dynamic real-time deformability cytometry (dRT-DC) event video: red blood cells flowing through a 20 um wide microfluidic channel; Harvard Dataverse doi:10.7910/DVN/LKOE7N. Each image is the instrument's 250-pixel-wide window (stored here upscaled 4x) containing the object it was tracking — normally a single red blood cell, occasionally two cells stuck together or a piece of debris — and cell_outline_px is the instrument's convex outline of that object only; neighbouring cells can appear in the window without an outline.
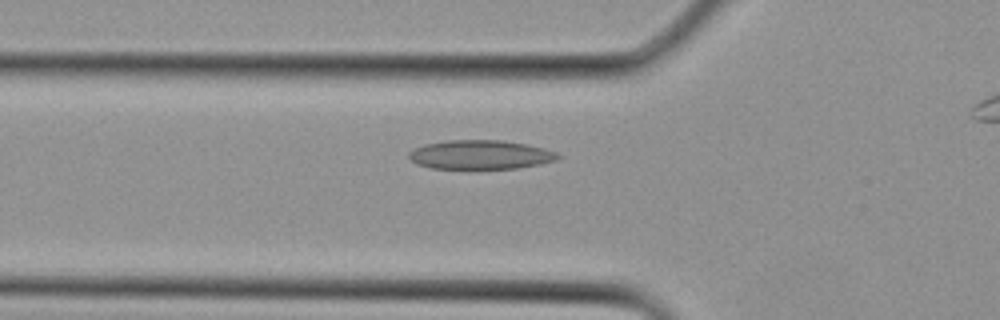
{"species": "Egyptian fruit bat (a non-hibernating species)", "species_latin": "Rousettus aegyptiacus", "temperature_condition": "cold", "stored_images_in_passage": 27, "camera_frame_rate_fps": 3000, "um_per_image_px": 0.085, "animal": {"sex": "female"}, "frame": {"image": 1, "passage_image": 10, "time_ms": 3.0, "image_size_px": [1000, 320], "cell_outline_px": [[560, 156], [556, 160], [540, 164], [516, 168], [468, 172], [432, 168], [416, 164], [408, 156], [408, 152], [424, 144], [448, 140], [504, 140], [544, 148], [556, 152]], "centroid_in_image_um": [40.79, 13.2], "position_along_channel_um": 85.0, "area_um2": 26.24}}
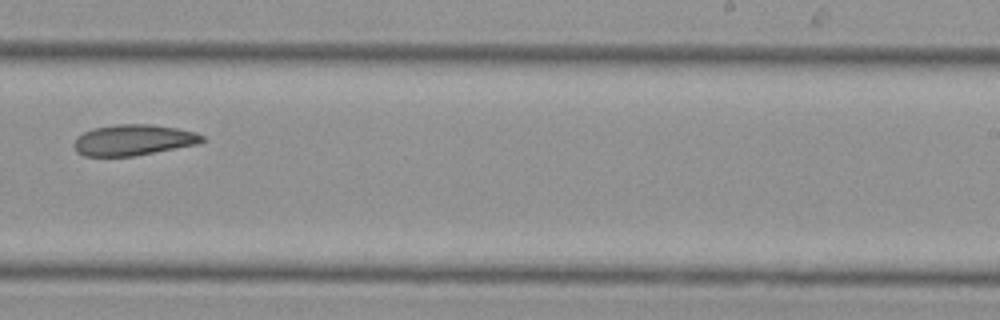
{"frame": {"image": 2, "passage_image": 19, "time_ms": 6.0, "image_size_px": [1000, 320], "cell_outline_px": [[204, 140], [200, 144], [136, 156], [84, 156], [76, 152], [76, 136], [92, 128], [116, 124], [148, 124], [176, 128], [196, 132], [204, 136]], "centroid_in_image_um": [11.37, 11.9], "position_along_channel_um": 277.6, "area_um2": 23.18}}
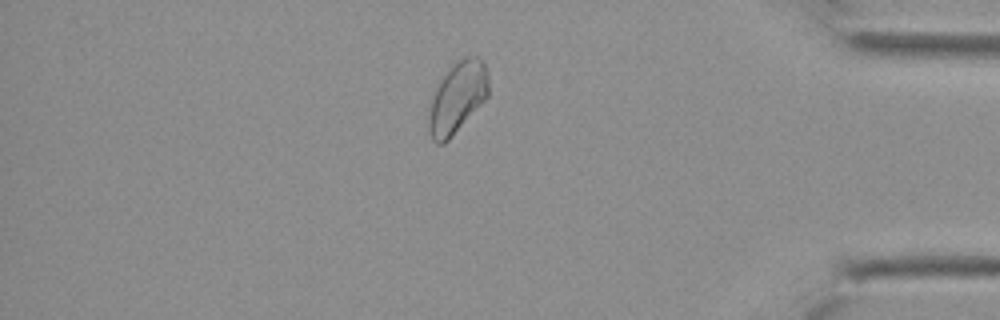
{"frame": {"image": 3, "passage_image": 26, "time_ms": 8.333, "image_size_px": [1000, 320], "cell_outline_px": [[488, 96], [452, 136], [444, 144], [436, 144], [432, 140], [428, 132], [428, 116], [432, 100], [436, 88], [440, 80], [452, 64], [464, 56], [476, 56], [484, 60], [488, 72]], "centroid_in_image_um": [38.88, 8.28], "position_along_channel_um": 396.3, "area_um2": 24.8}}